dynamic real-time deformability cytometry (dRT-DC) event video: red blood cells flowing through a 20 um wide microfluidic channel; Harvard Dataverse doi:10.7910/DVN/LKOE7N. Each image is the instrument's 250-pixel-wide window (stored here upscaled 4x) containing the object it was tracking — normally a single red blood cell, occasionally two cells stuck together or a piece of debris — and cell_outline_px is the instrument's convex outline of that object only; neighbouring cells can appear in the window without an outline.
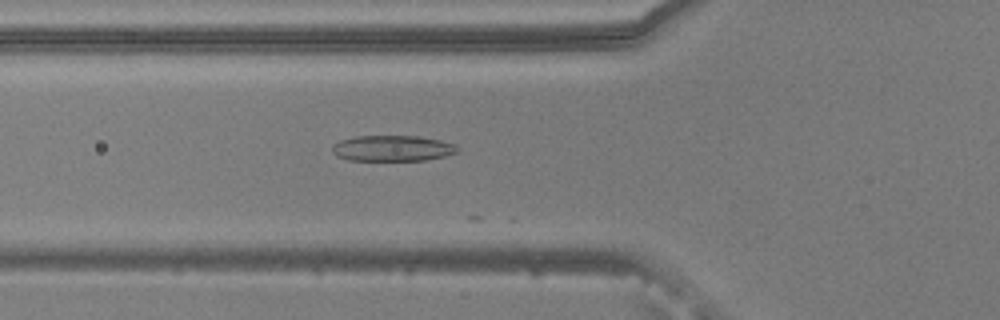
{"species": "common noctule bat (a hibernating species)", "species_latin": "Nyctalus noctula", "temperature_condition": "warm", "stored_images_in_passage": 26, "camera_frame_rate_fps": 3000, "um_per_image_px": 0.085, "animal": {"sex": "male", "body_mass_g": 20.5, "forearm_length_mm": 52.5}, "frame": {"image": 1, "passage_image": 17, "time_ms": 5.333, "image_size_px": [1000, 320], "cell_outline_px": [[460, 152], [444, 156], [424, 160], [348, 160], [336, 156], [332, 152], [332, 144], [340, 140], [356, 136], [420, 136], [440, 140], [456, 144], [460, 148]], "centroid_in_image_um": [33.38, 12.6], "position_along_channel_um": 92.4, "area_um2": 19.02}}
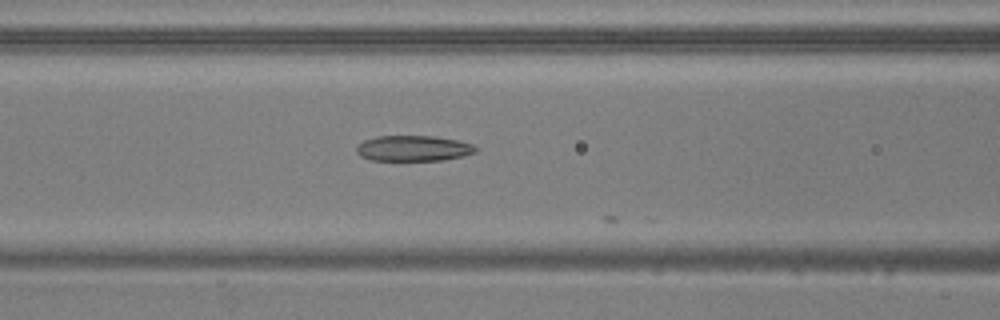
{"frame": {"image": 2, "passage_image": 20, "time_ms": 6.333, "image_size_px": [1000, 320], "cell_outline_px": [[476, 152], [464, 156], [444, 160], [372, 160], [360, 156], [356, 152], [356, 148], [364, 140], [376, 136], [436, 136], [456, 140], [472, 144], [476, 148]], "centroid_in_image_um": [35.13, 12.61], "position_along_channel_um": 131.5, "area_um2": 17.74}}
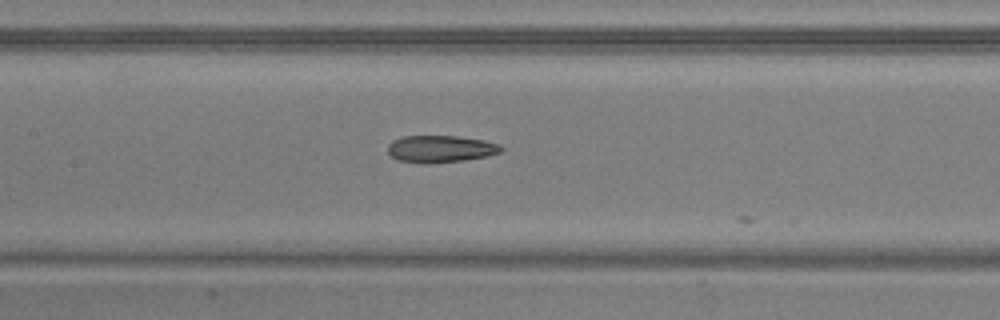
{"frame": {"image": 3, "passage_image": 23, "time_ms": 7.333, "image_size_px": [1000, 320], "cell_outline_px": [[504, 148], [500, 152], [484, 156], [464, 160], [428, 164], [420, 164], [396, 160], [388, 152], [388, 144], [392, 140], [404, 136], [460, 136], [484, 140], [500, 144]], "centroid_in_image_um": [37.41, 12.66], "position_along_channel_um": 170.0, "area_um2": 18.03}}